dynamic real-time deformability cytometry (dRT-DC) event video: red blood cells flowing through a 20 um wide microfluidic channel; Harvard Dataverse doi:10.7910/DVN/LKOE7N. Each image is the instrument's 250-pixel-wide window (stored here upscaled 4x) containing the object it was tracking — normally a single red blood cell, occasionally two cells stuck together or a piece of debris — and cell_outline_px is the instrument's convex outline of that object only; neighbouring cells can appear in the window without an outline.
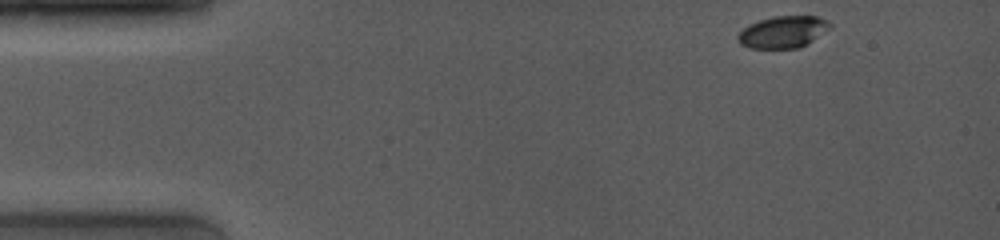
{"species": "common noctule bat (a hibernating species)", "species_latin": "Nyctalus noctula", "temperature_condition": "room temperature", "stored_images_in_passage": 34, "camera_frame_rate_fps": 4000, "um_per_image_px": 0.085, "animal": {"sex": "female", "body_mass_g": 19.0, "forearm_length_mm": 53.3}, "frame": {"image": 1, "passage_image": 1, "time_ms": 0.0, "image_size_px": [1000, 240], "cell_outline_px": [[832, 28], [808, 44], [800, 48], [748, 48], [740, 44], [736, 40], [736, 36], [744, 28], [760, 20], [776, 16], [816, 16], [832, 24]], "centroid_in_image_um": [66.57, 2.73], "position_along_channel_um": 18.4, "area_um2": 17.17}}
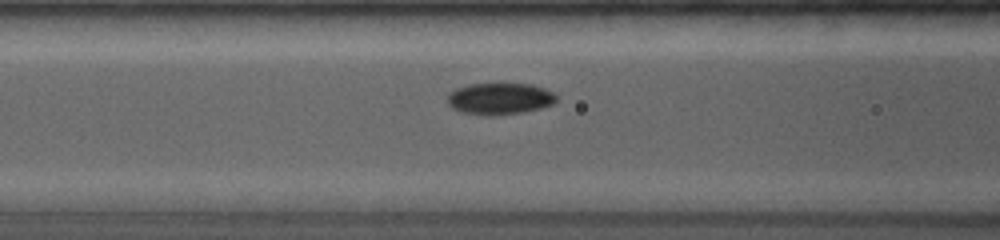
{"frame": {"image": 2, "passage_image": 26, "time_ms": 5.0, "image_size_px": [1000, 240], "cell_outline_px": [[556, 100], [552, 104], [540, 108], [520, 112], [496, 116], [488, 116], [460, 112], [452, 108], [448, 104], [448, 92], [456, 88], [468, 84], [532, 84], [544, 88], [552, 92], [556, 96]], "centroid_in_image_um": [42.43, 8.39], "position_along_channel_um": 124.2, "area_um2": 20.11}}
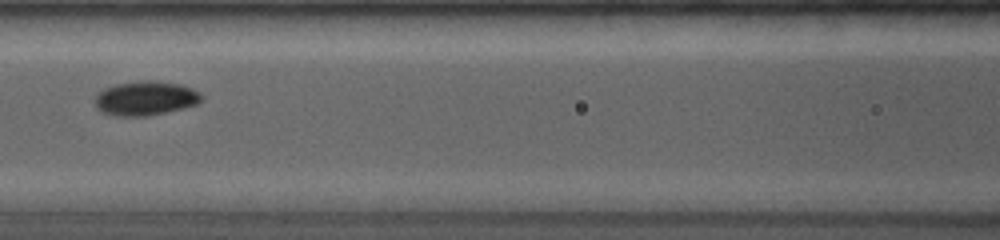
{"frame": {"image": 3, "passage_image": 28, "time_ms": 5.75, "image_size_px": [1000, 240], "cell_outline_px": [[200, 100], [196, 104], [184, 108], [148, 116], [112, 116], [100, 112], [96, 108], [96, 96], [104, 88], [116, 84], [144, 80], [156, 80], [180, 84], [192, 88], [200, 92]], "centroid_in_image_um": [12.34, 8.36], "position_along_channel_um": 154.3, "area_um2": 21.33}}